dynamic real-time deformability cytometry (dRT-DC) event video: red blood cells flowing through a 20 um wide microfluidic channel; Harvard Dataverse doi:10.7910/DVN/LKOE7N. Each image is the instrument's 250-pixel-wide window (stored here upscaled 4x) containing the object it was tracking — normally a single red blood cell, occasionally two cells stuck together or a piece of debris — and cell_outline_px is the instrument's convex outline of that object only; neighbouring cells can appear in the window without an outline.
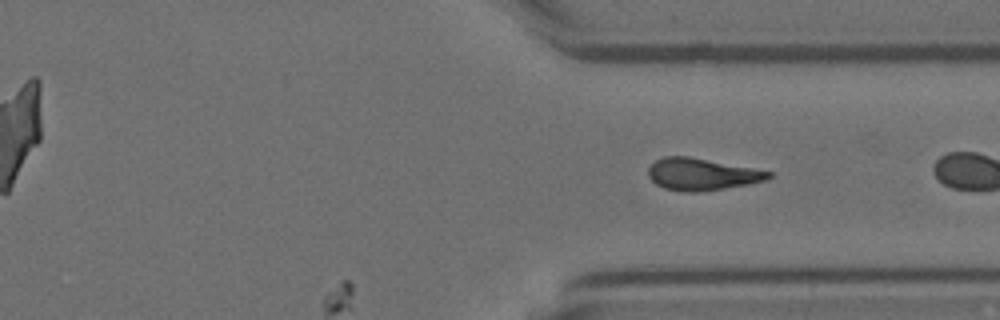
{"species": "Egyptian fruit bat (a non-hibernating species)", "species_latin": "Rousettus aegyptiacus", "temperature_condition": "room temperature", "stored_images_in_passage": 30, "camera_frame_rate_fps": 3000, "um_per_image_px": 0.085, "animal": {"sex": "female"}, "frame": {"image": 1, "passage_image": 30, "time_ms": 9.667, "image_size_px": [1000, 320], "cell_outline_px": [[772, 176], [768, 180], [748, 184], [724, 188], [696, 192], [680, 192], [664, 188], [656, 184], [648, 176], [648, 168], [656, 160], [664, 156], [688, 156], [752, 168], [772, 172]], "centroid_in_image_um": [59.63, 14.82], "position_along_channel_um": 351.8, "area_um2": 22.31}}